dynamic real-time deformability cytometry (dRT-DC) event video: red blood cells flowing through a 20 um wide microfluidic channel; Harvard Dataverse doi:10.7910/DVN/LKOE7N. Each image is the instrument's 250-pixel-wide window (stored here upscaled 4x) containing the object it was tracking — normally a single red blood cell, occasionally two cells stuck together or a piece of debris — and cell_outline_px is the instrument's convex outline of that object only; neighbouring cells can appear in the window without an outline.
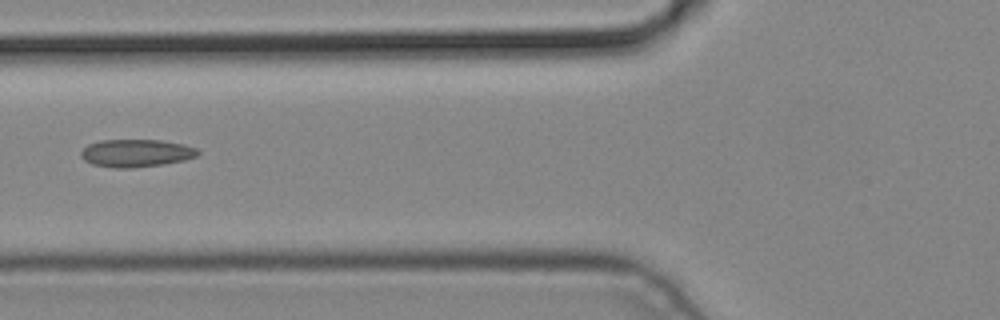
{"species": "common noctule bat (a hibernating species)", "species_latin": "Nyctalus noctula", "temperature_condition": "cold", "stored_images_in_passage": 6, "camera_frame_rate_fps": 3000, "um_per_image_px": 0.085, "animal": {"sex": "male", "body_mass_g": 19.2, "forearm_length_mm": 51.8}, "frame": {"image": 1, "passage_image": 5, "time_ms": 1.333, "image_size_px": [1000, 320], "cell_outline_px": [[200, 152], [196, 156], [184, 160], [164, 164], [132, 168], [112, 168], [92, 164], [84, 160], [80, 156], [80, 152], [88, 144], [100, 140], [160, 140], [184, 144], [196, 148]], "centroid_in_image_um": [11.55, 13.02], "position_along_channel_um": 114.2, "area_um2": 18.96}}
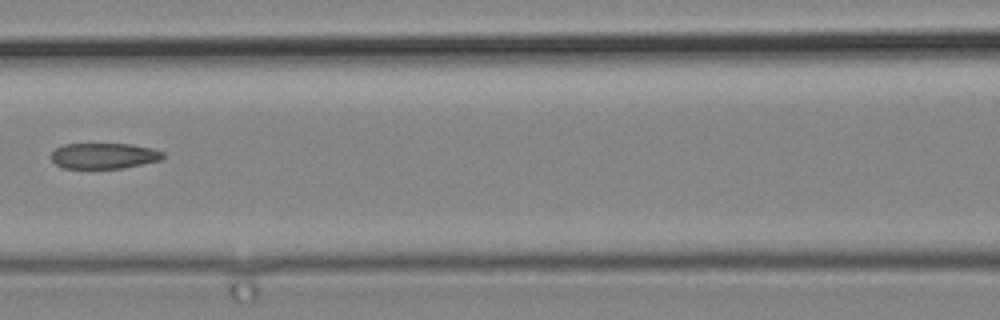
{"frame": {"image": 2, "passage_image": 6, "time_ms": 1.667, "image_size_px": [1000, 320], "cell_outline_px": [[164, 156], [160, 160], [120, 168], [64, 168], [56, 164], [52, 160], [52, 152], [56, 148], [64, 144], [132, 144], [152, 148], [164, 152]], "centroid_in_image_um": [8.84, 13.23], "position_along_channel_um": 157.8, "area_um2": 16.59}}